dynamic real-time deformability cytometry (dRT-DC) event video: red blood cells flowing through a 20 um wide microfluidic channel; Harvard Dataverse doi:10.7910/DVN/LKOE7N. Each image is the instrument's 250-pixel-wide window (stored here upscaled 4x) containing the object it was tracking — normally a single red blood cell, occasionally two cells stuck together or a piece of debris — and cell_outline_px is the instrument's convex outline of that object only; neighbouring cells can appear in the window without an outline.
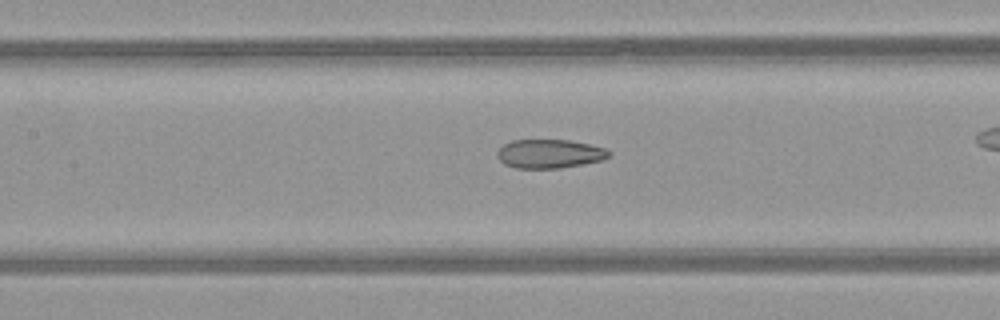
{"species": "common noctule bat (a hibernating species)", "species_latin": "Nyctalus noctula", "temperature_condition": "warm", "stored_images_in_passage": 40, "camera_frame_rate_fps": 3000, "um_per_image_px": 0.085, "animal": {"sex": "female", "body_mass_g": 21.9}, "frame": {"image": 1, "passage_image": 23, "time_ms": 7.333, "image_size_px": [1000, 320], "cell_outline_px": [[612, 156], [604, 160], [584, 164], [560, 168], [516, 168], [504, 164], [496, 156], [496, 152], [504, 144], [512, 140], [568, 140], [588, 144], [604, 148], [612, 152]], "centroid_in_image_um": [46.73, 13.07], "position_along_channel_um": 160.7, "area_um2": 18.9}}
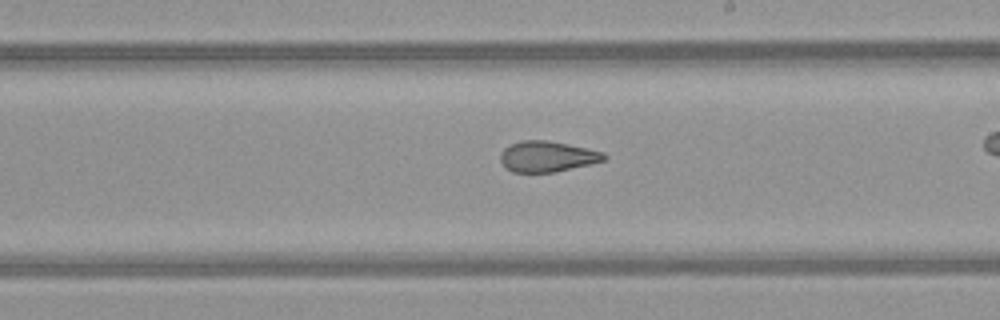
{"frame": {"image": 2, "passage_image": 29, "time_ms": 9.333, "image_size_px": [1000, 320], "cell_outline_px": [[608, 156], [604, 160], [592, 164], [556, 172], [512, 172], [504, 168], [500, 160], [500, 152], [504, 148], [512, 144], [524, 140], [548, 140], [568, 144], [604, 152]], "centroid_in_image_um": [46.51, 13.31], "position_along_channel_um": 242.5, "area_um2": 18.73}}